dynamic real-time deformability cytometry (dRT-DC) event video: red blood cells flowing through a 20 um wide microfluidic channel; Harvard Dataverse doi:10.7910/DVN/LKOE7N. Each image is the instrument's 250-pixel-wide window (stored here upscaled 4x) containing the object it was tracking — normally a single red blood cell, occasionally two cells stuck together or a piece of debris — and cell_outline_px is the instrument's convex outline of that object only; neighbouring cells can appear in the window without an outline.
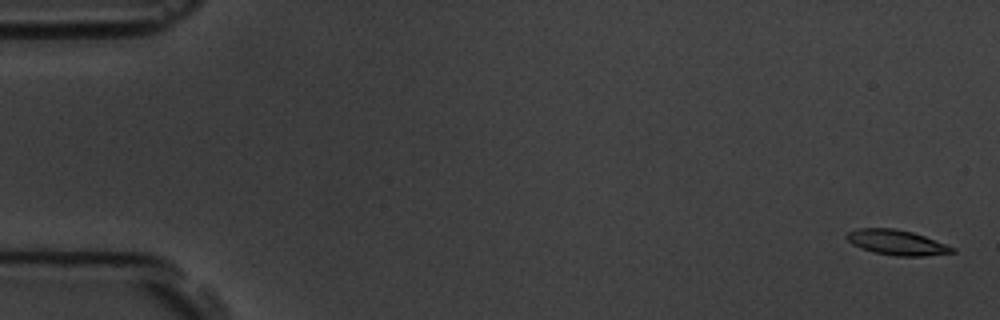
{"species": "common noctule bat (a hibernating species)", "species_latin": "Nyctalus noctula", "temperature_condition": "room temperature", "stored_images_in_passage": 6, "camera_frame_rate_fps": 3000, "um_per_image_px": 0.085, "animal": {"sex": "male", "body_mass_g": 19.5, "forearm_length_mm": 54.6}, "frame": {"image": 1, "passage_image": 1, "time_ms": 0.0, "image_size_px": [1000, 320], "cell_outline_px": [[956, 252], [924, 256], [896, 256], [872, 252], [860, 248], [852, 244], [844, 236], [848, 232], [856, 228], [896, 228], [912, 232], [924, 236], [956, 248]], "centroid_in_image_um": [76.2, 20.61], "position_along_channel_um": 8.8, "area_um2": 15.55}}
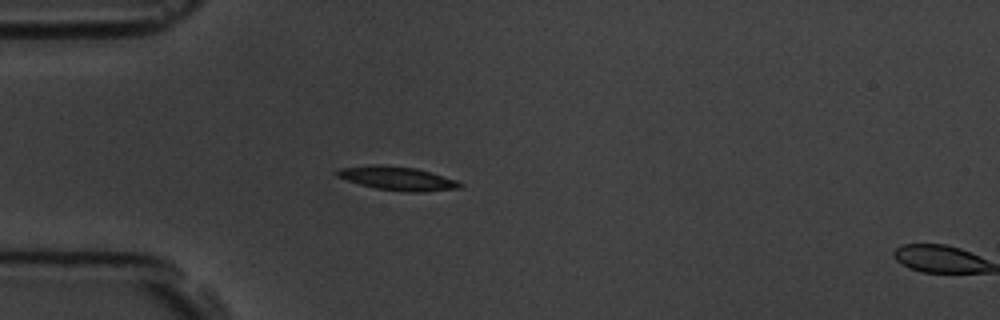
{"frame": {"image": 2, "passage_image": 5, "time_ms": 4.667, "image_size_px": [1000, 320], "cell_outline_px": [[464, 188], [424, 192], [408, 192], [376, 188], [360, 184], [336, 176], [332, 172], [340, 168], [372, 164], [380, 164], [416, 168], [456, 180], [464, 184]], "centroid_in_image_um": [33.78, 15.16], "position_along_channel_um": 51.2, "area_um2": 17.11}}